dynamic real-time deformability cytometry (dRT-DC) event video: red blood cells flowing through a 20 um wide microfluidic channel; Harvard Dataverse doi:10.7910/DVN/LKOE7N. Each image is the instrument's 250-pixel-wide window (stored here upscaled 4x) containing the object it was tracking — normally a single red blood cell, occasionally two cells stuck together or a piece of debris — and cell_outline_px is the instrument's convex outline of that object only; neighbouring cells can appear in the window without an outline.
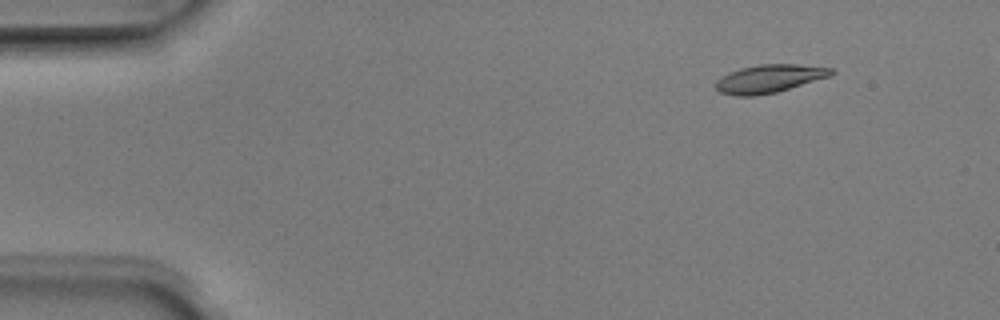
{"species": "Egyptian fruit bat (a non-hibernating species)", "species_latin": "Rousettus aegyptiacus", "temperature_condition": "room temperature", "stored_images_in_passage": 5, "segment_of_instrument_passage": [1, 2], "camera_frame_rate_fps": 3000, "um_per_image_px": 0.085, "animal": {"sex": "male"}, "frame": {"image": 1, "passage_image": 2, "time_ms": 0.333, "image_size_px": [1000, 320], "cell_outline_px": [[836, 72], [832, 76], [776, 92], [752, 96], [736, 96], [720, 92], [716, 88], [716, 80], [740, 68], [760, 64], [796, 64], [832, 68]], "centroid_in_image_um": [65.44, 6.68], "position_along_channel_um": 19.6, "area_um2": 18.79}}